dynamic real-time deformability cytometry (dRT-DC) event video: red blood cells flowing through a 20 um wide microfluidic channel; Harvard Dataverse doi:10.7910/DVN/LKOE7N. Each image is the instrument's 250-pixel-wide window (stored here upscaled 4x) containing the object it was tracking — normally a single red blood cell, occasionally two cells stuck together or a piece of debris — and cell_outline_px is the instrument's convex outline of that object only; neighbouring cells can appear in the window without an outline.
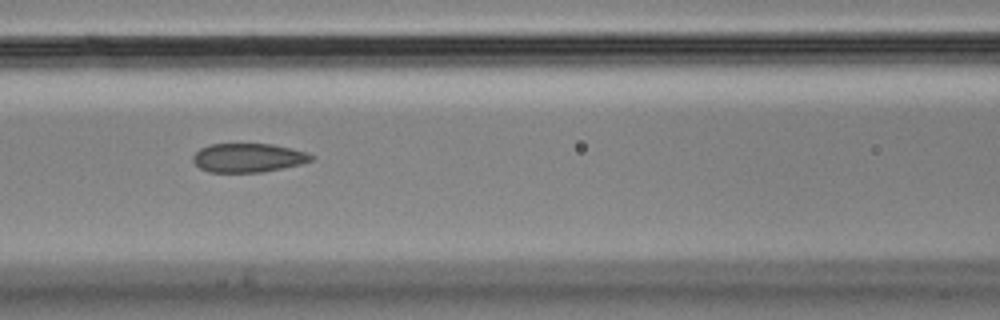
{"species": "Egyptian fruit bat (a non-hibernating species)", "species_latin": "Rousettus aegyptiacus", "temperature_condition": "cold", "stored_images_in_passage": 7, "camera_frame_rate_fps": 3000, "um_per_image_px": 0.085, "animal": {"sex": "male"}, "frame": {"image": 1, "passage_image": 6, "time_ms": 1.667, "image_size_px": [1000, 320], "cell_outline_px": [[316, 156], [312, 160], [300, 164], [260, 172], [208, 172], [200, 168], [192, 160], [192, 156], [200, 148], [212, 144], [272, 144], [292, 148]], "centroid_in_image_um": [21.07, 13.4], "position_along_channel_um": 145.5, "area_um2": 19.77}}
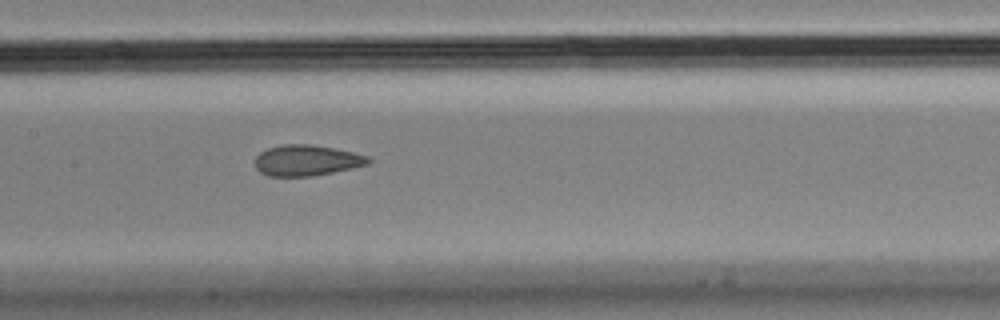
{"frame": {"image": 2, "passage_image": 7, "time_ms": 2.0, "image_size_px": [1000, 320], "cell_outline_px": [[372, 160], [368, 164], [352, 168], [312, 176], [268, 176], [260, 172], [256, 168], [256, 156], [260, 152], [268, 148], [284, 144], [312, 144], [352, 152], [368, 156]], "centroid_in_image_um": [26.05, 13.63], "position_along_channel_um": 181.3, "area_um2": 20.23}}